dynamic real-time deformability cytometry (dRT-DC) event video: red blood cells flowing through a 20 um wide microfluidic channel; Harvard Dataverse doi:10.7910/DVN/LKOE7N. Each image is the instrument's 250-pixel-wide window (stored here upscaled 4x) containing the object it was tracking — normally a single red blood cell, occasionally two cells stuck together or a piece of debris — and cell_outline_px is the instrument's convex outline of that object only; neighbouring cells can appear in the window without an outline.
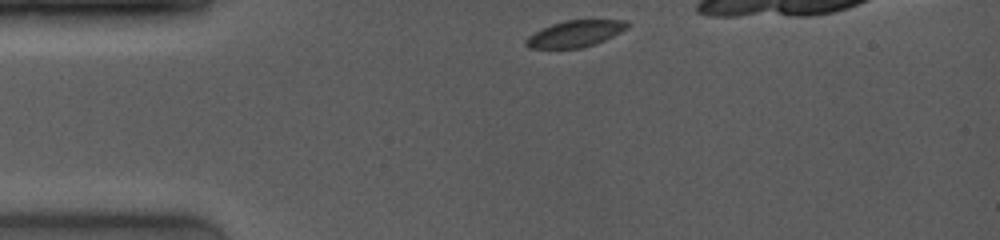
{"species": "common noctule bat (a hibernating species)", "species_latin": "Nyctalus noctula", "temperature_condition": "room temperature", "stored_images_in_passage": 44, "camera_frame_rate_fps": 4000, "um_per_image_px": 0.085, "animal": {"sex": "female", "body_mass_g": 19.0, "forearm_length_mm": 53.3}, "frame": {"image": 1, "passage_image": 1, "time_ms": 0.0, "image_size_px": [1000, 240], "cell_outline_px": [[632, 24], [628, 28], [604, 40], [580, 48], [528, 48], [524, 44], [524, 40], [528, 36], [552, 24], [564, 20], [628, 20]], "centroid_in_image_um": [48.91, 2.86], "position_along_channel_um": 36.1, "area_um2": 15.55}}
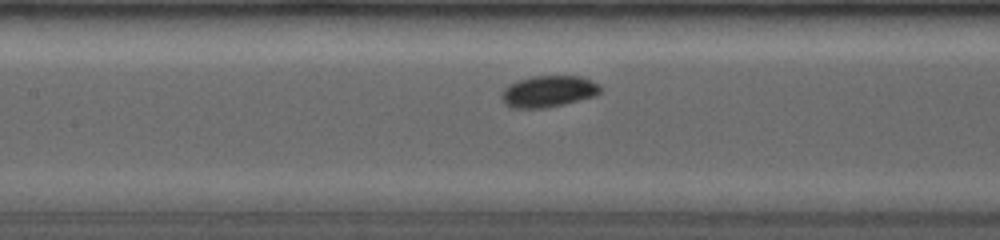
{"frame": {"image": 2, "passage_image": 17, "time_ms": 4.0, "image_size_px": [1000, 240], "cell_outline_px": [[600, 92], [596, 96], [564, 104], [544, 108], [512, 108], [504, 104], [500, 96], [504, 88], [508, 84], [516, 80], [532, 76], [580, 76], [596, 84], [600, 88]], "centroid_in_image_um": [46.55, 7.77], "position_along_channel_um": 160.9, "area_um2": 18.15}}
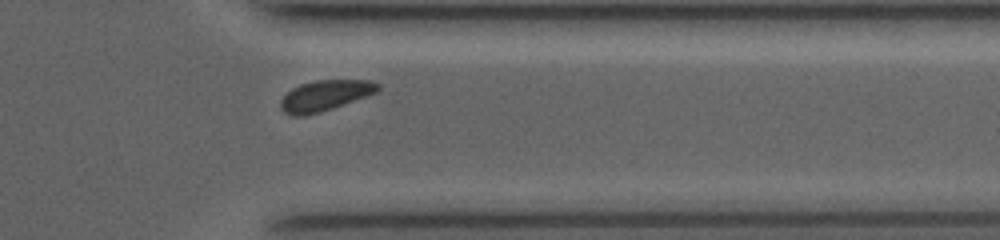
{"frame": {"image": 3, "passage_image": 39, "time_ms": 9.5, "image_size_px": [1000, 240], "cell_outline_px": [[380, 88], [376, 92], [332, 108], [320, 112], [304, 116], [292, 116], [284, 112], [280, 108], [280, 100], [292, 88], [300, 84], [316, 80], [372, 80], [380, 84]], "centroid_in_image_um": [27.6, 8.12], "position_along_channel_um": 383.8, "area_um2": 17.22}}